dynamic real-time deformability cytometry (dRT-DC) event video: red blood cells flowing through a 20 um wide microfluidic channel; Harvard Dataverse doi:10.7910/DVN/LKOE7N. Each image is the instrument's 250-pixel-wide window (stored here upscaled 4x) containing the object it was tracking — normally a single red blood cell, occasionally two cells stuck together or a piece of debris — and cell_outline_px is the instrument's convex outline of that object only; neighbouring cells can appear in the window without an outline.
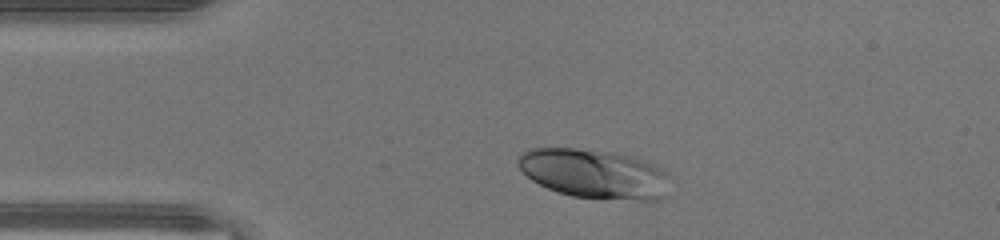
{"species": "human", "species_latin": "Homo sapiens", "temperature_condition": "warm", "stored_images_in_passage": 30, "camera_frame_rate_fps": 3000, "um_per_image_px": 0.085, "donor": {"sex": "male"}, "frame": {"image": 1, "passage_image": 1, "time_ms": 0.0, "image_size_px": [1000, 240], "cell_outline_px": [[672, 180], [668, 196], [660, 200], [636, 200], [572, 196], [548, 188], [532, 180], [516, 164], [516, 160], [520, 152], [528, 148], [576, 148], [612, 152], [656, 164], [664, 168], [672, 176]], "centroid_in_image_um": [50.6, 14.77], "position_along_channel_um": 34.4, "area_um2": 44.27}}
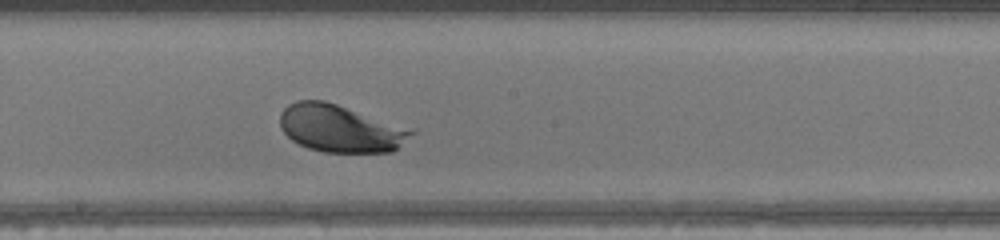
{"frame": {"image": 2, "passage_image": 16, "time_ms": 5.0, "image_size_px": [1000, 240], "cell_outline_px": [[416, 132], [392, 152], [324, 152], [308, 148], [292, 140], [280, 128], [280, 112], [288, 104], [296, 100], [324, 100], [416, 128]], "centroid_in_image_um": [28.97, 10.9], "position_along_channel_um": 219.2, "area_um2": 36.76}}
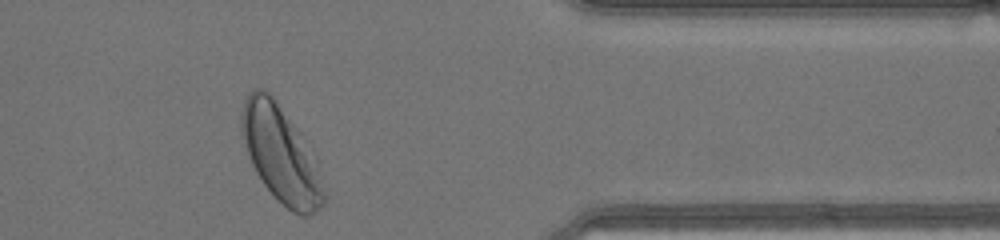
{"frame": {"image": 3, "passage_image": 29, "time_ms": 9.333, "image_size_px": [1000, 240], "cell_outline_px": [[324, 204], [316, 212], [308, 216], [304, 216], [292, 212], [276, 200], [264, 184], [256, 172], [252, 164], [248, 152], [240, 120], [244, 100], [248, 92], [252, 88], [268, 88], [316, 160], [324, 192]], "centroid_in_image_um": [23.85, 13.12], "position_along_channel_um": 387.5, "area_um2": 45.32}, "authors_computed_cell_mechanics": {"area_um2": 38.8994, "velocity_mm_per_s": 4.4122, "shape_relaxation_time_tau1_ms": 1.2852, "shape_relaxation_time_tau2_ms": null, "deformation_change_tau1": 0.1409, "deformation_change_tau2": null}}